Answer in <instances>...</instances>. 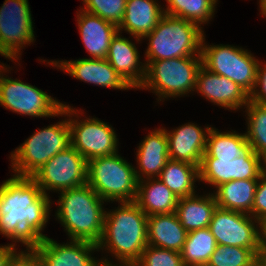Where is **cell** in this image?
I'll list each match as a JSON object with an SVG mask.
<instances>
[{"mask_svg":"<svg viewBox=\"0 0 266 266\" xmlns=\"http://www.w3.org/2000/svg\"><path fill=\"white\" fill-rule=\"evenodd\" d=\"M11 176L0 185V234L31 250L47 238L42 231L52 202L32 177Z\"/></svg>","mask_w":266,"mask_h":266,"instance_id":"6da1fadb","label":"cell"},{"mask_svg":"<svg viewBox=\"0 0 266 266\" xmlns=\"http://www.w3.org/2000/svg\"><path fill=\"white\" fill-rule=\"evenodd\" d=\"M105 212L103 235L97 244L117 259L118 265H135L148 245L147 215L133 202H119Z\"/></svg>","mask_w":266,"mask_h":266,"instance_id":"7a4b0ae2","label":"cell"},{"mask_svg":"<svg viewBox=\"0 0 266 266\" xmlns=\"http://www.w3.org/2000/svg\"><path fill=\"white\" fill-rule=\"evenodd\" d=\"M55 217L70 240L98 244L103 235L104 201L87 183L60 191Z\"/></svg>","mask_w":266,"mask_h":266,"instance_id":"3957f363","label":"cell"},{"mask_svg":"<svg viewBox=\"0 0 266 266\" xmlns=\"http://www.w3.org/2000/svg\"><path fill=\"white\" fill-rule=\"evenodd\" d=\"M203 27L183 18L164 14L154 30L147 34L146 61L201 56Z\"/></svg>","mask_w":266,"mask_h":266,"instance_id":"277c9868","label":"cell"},{"mask_svg":"<svg viewBox=\"0 0 266 266\" xmlns=\"http://www.w3.org/2000/svg\"><path fill=\"white\" fill-rule=\"evenodd\" d=\"M62 116L67 119L37 130L10 154L14 175L32 177L48 160L71 146L66 104Z\"/></svg>","mask_w":266,"mask_h":266,"instance_id":"5b68a950","label":"cell"},{"mask_svg":"<svg viewBox=\"0 0 266 266\" xmlns=\"http://www.w3.org/2000/svg\"><path fill=\"white\" fill-rule=\"evenodd\" d=\"M87 184L106 202H133L138 179L135 167L116 153L87 161Z\"/></svg>","mask_w":266,"mask_h":266,"instance_id":"8992f818","label":"cell"},{"mask_svg":"<svg viewBox=\"0 0 266 266\" xmlns=\"http://www.w3.org/2000/svg\"><path fill=\"white\" fill-rule=\"evenodd\" d=\"M145 79L140 89L152 90L164 99L184 96L195 91L197 74L202 66L201 56L163 59L145 62Z\"/></svg>","mask_w":266,"mask_h":266,"instance_id":"52a82bcc","label":"cell"},{"mask_svg":"<svg viewBox=\"0 0 266 266\" xmlns=\"http://www.w3.org/2000/svg\"><path fill=\"white\" fill-rule=\"evenodd\" d=\"M202 65L209 71L239 84L249 94L254 90L258 59L247 49L232 45H207L205 35L201 48Z\"/></svg>","mask_w":266,"mask_h":266,"instance_id":"ba28073f","label":"cell"},{"mask_svg":"<svg viewBox=\"0 0 266 266\" xmlns=\"http://www.w3.org/2000/svg\"><path fill=\"white\" fill-rule=\"evenodd\" d=\"M7 69V65L0 68L1 106L10 109L9 111L31 117H62L63 103L29 83L7 77L5 74L9 71Z\"/></svg>","mask_w":266,"mask_h":266,"instance_id":"9c48e42d","label":"cell"},{"mask_svg":"<svg viewBox=\"0 0 266 266\" xmlns=\"http://www.w3.org/2000/svg\"><path fill=\"white\" fill-rule=\"evenodd\" d=\"M78 111L68 104L71 146L87 161L118 153V138L113 127L96 117L79 121Z\"/></svg>","mask_w":266,"mask_h":266,"instance_id":"30bf717a","label":"cell"},{"mask_svg":"<svg viewBox=\"0 0 266 266\" xmlns=\"http://www.w3.org/2000/svg\"><path fill=\"white\" fill-rule=\"evenodd\" d=\"M29 6L28 0H5L0 7V55L5 59L18 61L21 49L35 40Z\"/></svg>","mask_w":266,"mask_h":266,"instance_id":"8fae6325","label":"cell"},{"mask_svg":"<svg viewBox=\"0 0 266 266\" xmlns=\"http://www.w3.org/2000/svg\"><path fill=\"white\" fill-rule=\"evenodd\" d=\"M32 178L46 195L47 191L71 189L87 183V160L72 146L57 153Z\"/></svg>","mask_w":266,"mask_h":266,"instance_id":"7c38bea8","label":"cell"},{"mask_svg":"<svg viewBox=\"0 0 266 266\" xmlns=\"http://www.w3.org/2000/svg\"><path fill=\"white\" fill-rule=\"evenodd\" d=\"M208 228L219 245L261 249L260 223L249 214L217 207Z\"/></svg>","mask_w":266,"mask_h":266,"instance_id":"4fadbf2b","label":"cell"},{"mask_svg":"<svg viewBox=\"0 0 266 266\" xmlns=\"http://www.w3.org/2000/svg\"><path fill=\"white\" fill-rule=\"evenodd\" d=\"M31 250L43 266H99L101 263L91 254L98 251L97 244L88 241L70 240L60 244L47 237L35 242Z\"/></svg>","mask_w":266,"mask_h":266,"instance_id":"5bb4252c","label":"cell"},{"mask_svg":"<svg viewBox=\"0 0 266 266\" xmlns=\"http://www.w3.org/2000/svg\"><path fill=\"white\" fill-rule=\"evenodd\" d=\"M195 90L211 103L227 110L236 111L250 101V94L239 84L209 71L203 65L197 74Z\"/></svg>","mask_w":266,"mask_h":266,"instance_id":"9a60e30c","label":"cell"},{"mask_svg":"<svg viewBox=\"0 0 266 266\" xmlns=\"http://www.w3.org/2000/svg\"><path fill=\"white\" fill-rule=\"evenodd\" d=\"M48 63L52 67H57V69L59 68L83 82L110 89H132L106 59L80 58L73 61L50 60Z\"/></svg>","mask_w":266,"mask_h":266,"instance_id":"2e32d148","label":"cell"},{"mask_svg":"<svg viewBox=\"0 0 266 266\" xmlns=\"http://www.w3.org/2000/svg\"><path fill=\"white\" fill-rule=\"evenodd\" d=\"M211 128L209 125L201 128L189 122L172 131L165 129L169 159L200 167L206 149L208 132Z\"/></svg>","mask_w":266,"mask_h":266,"instance_id":"e0dca14e","label":"cell"},{"mask_svg":"<svg viewBox=\"0 0 266 266\" xmlns=\"http://www.w3.org/2000/svg\"><path fill=\"white\" fill-rule=\"evenodd\" d=\"M119 33L111 39L106 60L133 89H139L145 79V63L140 62L135 43Z\"/></svg>","mask_w":266,"mask_h":266,"instance_id":"ac0fdd59","label":"cell"},{"mask_svg":"<svg viewBox=\"0 0 266 266\" xmlns=\"http://www.w3.org/2000/svg\"><path fill=\"white\" fill-rule=\"evenodd\" d=\"M137 164L135 172L138 181L158 178L169 160L168 140L165 128L150 131L137 147Z\"/></svg>","mask_w":266,"mask_h":266,"instance_id":"d6986e66","label":"cell"},{"mask_svg":"<svg viewBox=\"0 0 266 266\" xmlns=\"http://www.w3.org/2000/svg\"><path fill=\"white\" fill-rule=\"evenodd\" d=\"M77 24L82 42L92 59H106L112 37L118 27L82 9L77 13Z\"/></svg>","mask_w":266,"mask_h":266,"instance_id":"ffe728a7","label":"cell"},{"mask_svg":"<svg viewBox=\"0 0 266 266\" xmlns=\"http://www.w3.org/2000/svg\"><path fill=\"white\" fill-rule=\"evenodd\" d=\"M164 14V8L156 0H127L118 31L125 30L137 42L142 41L154 30Z\"/></svg>","mask_w":266,"mask_h":266,"instance_id":"44dd1931","label":"cell"},{"mask_svg":"<svg viewBox=\"0 0 266 266\" xmlns=\"http://www.w3.org/2000/svg\"><path fill=\"white\" fill-rule=\"evenodd\" d=\"M176 213L147 216L148 245L181 252L187 237Z\"/></svg>","mask_w":266,"mask_h":266,"instance_id":"7402d4cb","label":"cell"},{"mask_svg":"<svg viewBox=\"0 0 266 266\" xmlns=\"http://www.w3.org/2000/svg\"><path fill=\"white\" fill-rule=\"evenodd\" d=\"M178 199L158 178H148L138 181L134 202L147 216H150L174 213Z\"/></svg>","mask_w":266,"mask_h":266,"instance_id":"603a6c76","label":"cell"},{"mask_svg":"<svg viewBox=\"0 0 266 266\" xmlns=\"http://www.w3.org/2000/svg\"><path fill=\"white\" fill-rule=\"evenodd\" d=\"M217 208L213 193L197 194L178 199L176 215L181 226L187 231L208 228L214 210Z\"/></svg>","mask_w":266,"mask_h":266,"instance_id":"cb8c5ba5","label":"cell"},{"mask_svg":"<svg viewBox=\"0 0 266 266\" xmlns=\"http://www.w3.org/2000/svg\"><path fill=\"white\" fill-rule=\"evenodd\" d=\"M258 179L232 180L216 187L217 207L252 216Z\"/></svg>","mask_w":266,"mask_h":266,"instance_id":"d4e9b609","label":"cell"},{"mask_svg":"<svg viewBox=\"0 0 266 266\" xmlns=\"http://www.w3.org/2000/svg\"><path fill=\"white\" fill-rule=\"evenodd\" d=\"M217 130L214 127L209 130L206 149L202 158L232 161L245 155L251 149L245 133H236V131L219 132Z\"/></svg>","mask_w":266,"mask_h":266,"instance_id":"484cf974","label":"cell"},{"mask_svg":"<svg viewBox=\"0 0 266 266\" xmlns=\"http://www.w3.org/2000/svg\"><path fill=\"white\" fill-rule=\"evenodd\" d=\"M158 179L178 198L196 194L195 182L199 181V167L183 161L169 159Z\"/></svg>","mask_w":266,"mask_h":266,"instance_id":"4316f807","label":"cell"},{"mask_svg":"<svg viewBox=\"0 0 266 266\" xmlns=\"http://www.w3.org/2000/svg\"><path fill=\"white\" fill-rule=\"evenodd\" d=\"M216 246L209 228L188 232L180 252L184 266L207 265Z\"/></svg>","mask_w":266,"mask_h":266,"instance_id":"83f0119b","label":"cell"},{"mask_svg":"<svg viewBox=\"0 0 266 266\" xmlns=\"http://www.w3.org/2000/svg\"><path fill=\"white\" fill-rule=\"evenodd\" d=\"M164 13L183 18L200 27L212 19L218 0H165Z\"/></svg>","mask_w":266,"mask_h":266,"instance_id":"f1b7e54d","label":"cell"},{"mask_svg":"<svg viewBox=\"0 0 266 266\" xmlns=\"http://www.w3.org/2000/svg\"><path fill=\"white\" fill-rule=\"evenodd\" d=\"M247 132L251 149L266 161V105L249 101L246 105Z\"/></svg>","mask_w":266,"mask_h":266,"instance_id":"f546056e","label":"cell"},{"mask_svg":"<svg viewBox=\"0 0 266 266\" xmlns=\"http://www.w3.org/2000/svg\"><path fill=\"white\" fill-rule=\"evenodd\" d=\"M260 249H247L217 244L208 266H253L259 260Z\"/></svg>","mask_w":266,"mask_h":266,"instance_id":"4dcf8cb0","label":"cell"},{"mask_svg":"<svg viewBox=\"0 0 266 266\" xmlns=\"http://www.w3.org/2000/svg\"><path fill=\"white\" fill-rule=\"evenodd\" d=\"M234 180V161L216 158H202L199 167V181L215 188Z\"/></svg>","mask_w":266,"mask_h":266,"instance_id":"1f68e13d","label":"cell"},{"mask_svg":"<svg viewBox=\"0 0 266 266\" xmlns=\"http://www.w3.org/2000/svg\"><path fill=\"white\" fill-rule=\"evenodd\" d=\"M84 7L80 8L102 19L120 25L126 8L127 0H82Z\"/></svg>","mask_w":266,"mask_h":266,"instance_id":"d6a6232c","label":"cell"},{"mask_svg":"<svg viewBox=\"0 0 266 266\" xmlns=\"http://www.w3.org/2000/svg\"><path fill=\"white\" fill-rule=\"evenodd\" d=\"M234 161V180L259 179L266 170V161L250 149Z\"/></svg>","mask_w":266,"mask_h":266,"instance_id":"836d02e7","label":"cell"},{"mask_svg":"<svg viewBox=\"0 0 266 266\" xmlns=\"http://www.w3.org/2000/svg\"><path fill=\"white\" fill-rule=\"evenodd\" d=\"M134 266H184L177 251L147 245Z\"/></svg>","mask_w":266,"mask_h":266,"instance_id":"e575fe53","label":"cell"},{"mask_svg":"<svg viewBox=\"0 0 266 266\" xmlns=\"http://www.w3.org/2000/svg\"><path fill=\"white\" fill-rule=\"evenodd\" d=\"M252 217L259 223L266 218V170L258 179L252 209Z\"/></svg>","mask_w":266,"mask_h":266,"instance_id":"d590c367","label":"cell"},{"mask_svg":"<svg viewBox=\"0 0 266 266\" xmlns=\"http://www.w3.org/2000/svg\"><path fill=\"white\" fill-rule=\"evenodd\" d=\"M250 101L266 105V63L264 65L258 63L256 84L250 93Z\"/></svg>","mask_w":266,"mask_h":266,"instance_id":"8d00e7d4","label":"cell"},{"mask_svg":"<svg viewBox=\"0 0 266 266\" xmlns=\"http://www.w3.org/2000/svg\"><path fill=\"white\" fill-rule=\"evenodd\" d=\"M9 266H43L32 250L20 251L10 262Z\"/></svg>","mask_w":266,"mask_h":266,"instance_id":"74e56055","label":"cell"},{"mask_svg":"<svg viewBox=\"0 0 266 266\" xmlns=\"http://www.w3.org/2000/svg\"><path fill=\"white\" fill-rule=\"evenodd\" d=\"M14 243L0 246V266H9L10 262L19 253Z\"/></svg>","mask_w":266,"mask_h":266,"instance_id":"f35d334b","label":"cell"},{"mask_svg":"<svg viewBox=\"0 0 266 266\" xmlns=\"http://www.w3.org/2000/svg\"><path fill=\"white\" fill-rule=\"evenodd\" d=\"M260 245L266 247V218L260 222Z\"/></svg>","mask_w":266,"mask_h":266,"instance_id":"ab89813d","label":"cell"},{"mask_svg":"<svg viewBox=\"0 0 266 266\" xmlns=\"http://www.w3.org/2000/svg\"><path fill=\"white\" fill-rule=\"evenodd\" d=\"M100 265L99 266H134V265H118L117 263L114 264V262L108 260V258L106 259L105 257H103L102 259H100Z\"/></svg>","mask_w":266,"mask_h":266,"instance_id":"60d3db41","label":"cell"},{"mask_svg":"<svg viewBox=\"0 0 266 266\" xmlns=\"http://www.w3.org/2000/svg\"><path fill=\"white\" fill-rule=\"evenodd\" d=\"M259 261L261 262L262 266H266V247H261Z\"/></svg>","mask_w":266,"mask_h":266,"instance_id":"b9f144b4","label":"cell"},{"mask_svg":"<svg viewBox=\"0 0 266 266\" xmlns=\"http://www.w3.org/2000/svg\"><path fill=\"white\" fill-rule=\"evenodd\" d=\"M259 8L261 15L266 17V0H259Z\"/></svg>","mask_w":266,"mask_h":266,"instance_id":"7bdbcfd3","label":"cell"},{"mask_svg":"<svg viewBox=\"0 0 266 266\" xmlns=\"http://www.w3.org/2000/svg\"><path fill=\"white\" fill-rule=\"evenodd\" d=\"M253 266H262L261 262L258 260Z\"/></svg>","mask_w":266,"mask_h":266,"instance_id":"ee69618b","label":"cell"}]
</instances>
